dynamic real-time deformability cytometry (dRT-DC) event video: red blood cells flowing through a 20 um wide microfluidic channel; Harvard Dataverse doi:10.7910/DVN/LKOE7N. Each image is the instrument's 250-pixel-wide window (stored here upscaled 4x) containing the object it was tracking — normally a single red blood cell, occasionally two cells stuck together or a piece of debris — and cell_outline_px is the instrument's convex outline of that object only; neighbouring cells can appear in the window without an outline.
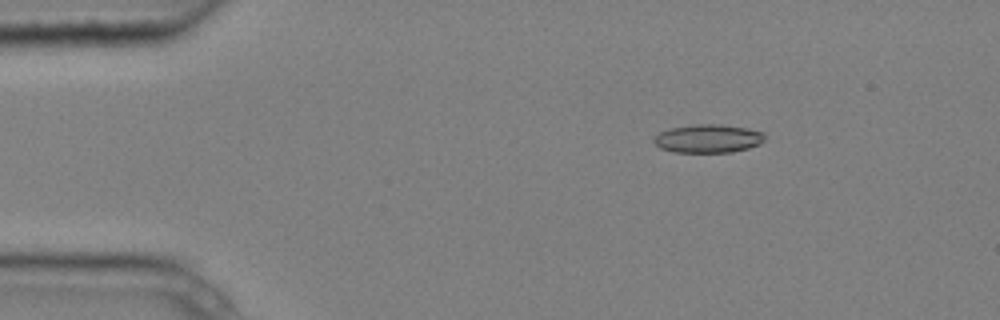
{"species": "common noctule bat (a hibernating species)", "species_latin": "Nyctalus noctula", "temperature_condition": "cold", "stored_images_in_passage": 4, "camera_frame_rate_fps": 3000, "um_per_image_px": 0.085, "animal": {"sex": "male", "body_mass_g": 20.4}, "frame": {"image": 1, "passage_image": 2, "time_ms": 0.333, "image_size_px": [1000, 320], "cell_outline_px": [[764, 140], [760, 144], [748, 148], [732, 152], [672, 152], [660, 148], [652, 140], [660, 132], [668, 128], [692, 124], [720, 124], [748, 128], [764, 132]], "centroid_in_image_um": [60.18, 11.77], "position_along_channel_um": 24.8, "area_um2": 18.5}}